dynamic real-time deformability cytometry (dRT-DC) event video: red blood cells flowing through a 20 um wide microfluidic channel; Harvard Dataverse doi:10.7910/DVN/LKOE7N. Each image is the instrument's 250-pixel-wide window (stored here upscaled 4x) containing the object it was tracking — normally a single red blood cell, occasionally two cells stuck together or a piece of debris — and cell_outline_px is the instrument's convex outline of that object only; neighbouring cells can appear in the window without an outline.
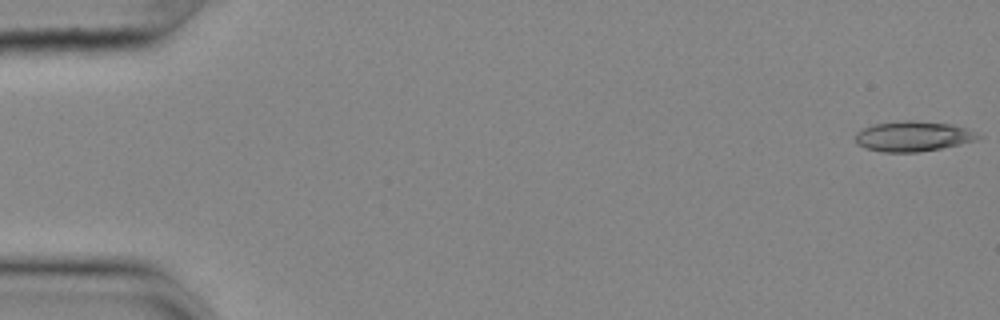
{"species": "common noctule bat (a hibernating species)", "species_latin": "Nyctalus noctula", "temperature_condition": "cold", "stored_images_in_passage": 56, "camera_frame_rate_fps": 3000, "um_per_image_px": 0.085, "animal": {"sex": "female", "body_mass_g": 25.1}, "frame": {"image": 1, "passage_image": 1, "time_ms": 0.0, "image_size_px": [1000, 320], "cell_outline_px": [[984, 136], [976, 140], [960, 144], [940, 148], [916, 152], [880, 152], [856, 144], [856, 132], [872, 124], [904, 120], [912, 120], [952, 124], [968, 128]], "centroid_in_image_um": [77.63, 11.57], "position_along_channel_um": 7.4, "area_um2": 21.68}}
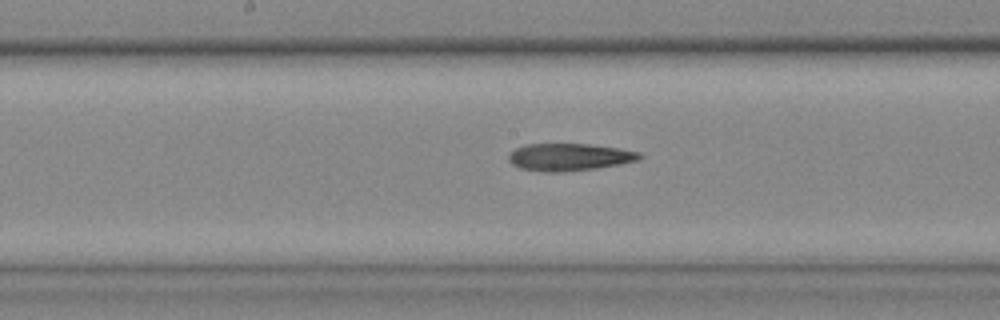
{"frame": {"image": 2, "passage_image": 29, "time_ms": 9.333, "image_size_px": [1000, 320], "cell_outline_px": [[644, 156], [640, 160], [620, 164], [596, 168], [560, 172], [548, 172], [520, 168], [512, 164], [508, 160], [508, 156], [516, 148], [528, 144], [592, 144], [620, 148], [640, 152]], "centroid_in_image_um": [48.44, 13.34], "position_along_channel_um": 199.8, "area_um2": 20.87}}
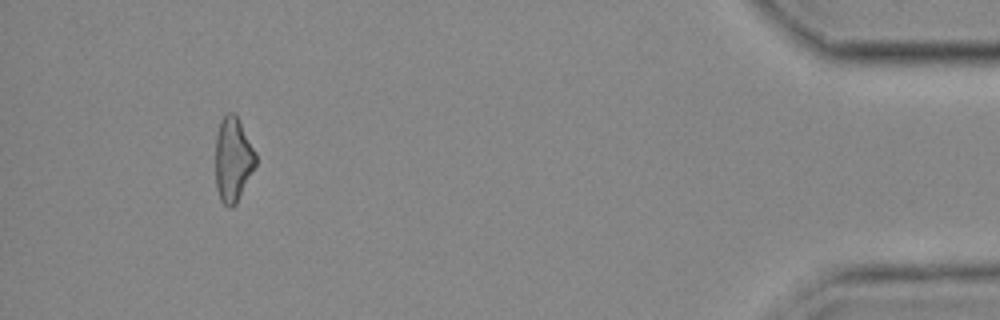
{"frame": {"image": 3, "passage_image": 52, "time_ms": 17.0, "image_size_px": [1000, 320], "cell_outline_px": [[256, 164], [236, 204], [232, 208], [228, 208], [220, 200], [216, 188], [216, 136], [220, 120], [228, 112], [232, 112], [236, 116], [256, 152]], "centroid_in_image_um": [19.79, 13.58], "position_along_channel_um": 415.4, "area_um2": 19.65}}